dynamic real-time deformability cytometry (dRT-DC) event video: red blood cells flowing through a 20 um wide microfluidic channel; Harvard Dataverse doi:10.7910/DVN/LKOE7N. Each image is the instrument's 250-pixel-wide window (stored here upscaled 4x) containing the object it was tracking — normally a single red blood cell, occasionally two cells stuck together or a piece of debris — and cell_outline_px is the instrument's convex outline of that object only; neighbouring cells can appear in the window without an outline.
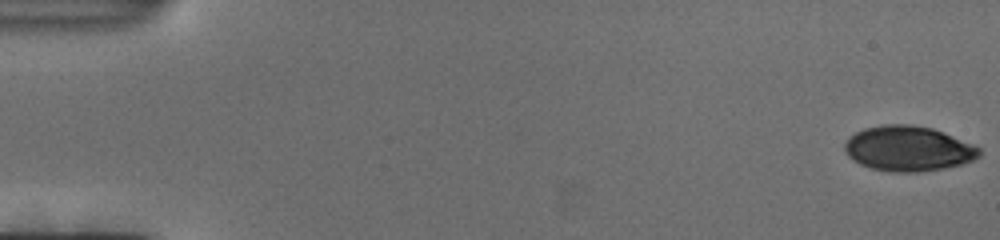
{"species": "human", "species_latin": "Homo sapiens", "temperature_condition": "cold", "stored_images_in_passage": 125, "camera_frame_rate_fps": 3000, "um_per_image_px": 0.085, "donor": {"sex": "female"}, "frame": {"image": 1, "passage_image": 1, "time_ms": 0.0, "image_size_px": [1000, 240], "cell_outline_px": [[980, 156], [972, 160], [960, 164], [944, 168], [916, 172], [892, 172], [872, 168], [860, 164], [852, 160], [848, 156], [844, 148], [844, 144], [848, 136], [864, 128], [884, 124], [912, 124], [932, 128], [972, 144], [980, 148]], "centroid_in_image_um": [77.16, 12.62], "position_along_channel_um": 7.8, "area_um2": 35.32}}
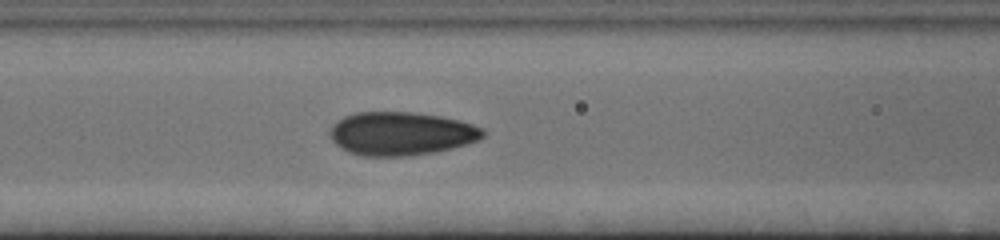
{"frame": {"image": 2, "passage_image": 53, "time_ms": 17.333, "image_size_px": [1000, 240], "cell_outline_px": [[488, 132], [480, 140], [468, 144], [436, 152], [408, 156], [364, 156], [348, 152], [340, 148], [332, 140], [328, 132], [332, 124], [336, 120], [344, 116], [356, 112], [412, 112], [440, 116], [460, 120], [484, 128]], "centroid_in_image_um": [34.11, 11.35], "position_along_channel_um": 132.5, "area_um2": 39.25}}
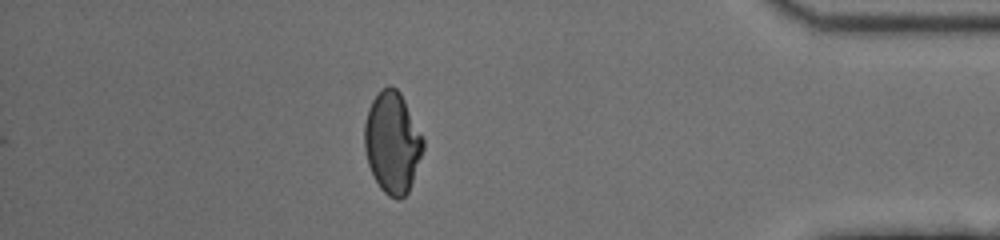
{"frame": {"image": 3, "passage_image": 109, "time_ms": 36.0, "image_size_px": [1000, 240], "cell_outline_px": [[424, 148], [408, 192], [400, 200], [396, 200], [388, 196], [380, 188], [368, 164], [364, 148], [364, 124], [368, 108], [372, 100], [388, 84], [392, 84], [400, 92], [424, 140]], "centroid_in_image_um": [33.34, 12.12], "position_along_channel_um": 401.9, "area_um2": 34.45}}